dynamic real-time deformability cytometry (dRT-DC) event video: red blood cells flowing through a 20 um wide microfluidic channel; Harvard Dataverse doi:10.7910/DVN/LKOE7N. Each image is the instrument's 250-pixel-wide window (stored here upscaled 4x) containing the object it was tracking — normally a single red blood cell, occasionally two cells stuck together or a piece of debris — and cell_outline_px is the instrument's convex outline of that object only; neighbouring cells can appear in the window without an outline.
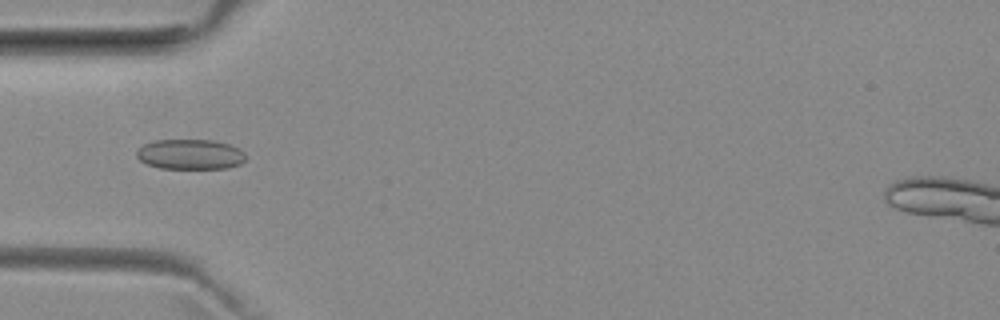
{"species": "common noctule bat (a hibernating species)", "species_latin": "Nyctalus noctula", "temperature_condition": "room temperature", "stored_images_in_passage": 47, "camera_frame_rate_fps": 3000, "um_per_image_px": 0.085, "animal": {"sex": "female", "body_mass_g": 29.2, "forearm_length_mm": 56.3}, "frame": {"image": 1, "passage_image": 12, "time_ms": 3.667, "image_size_px": [1000, 320], "cell_outline_px": [[248, 156], [240, 164], [228, 168], [160, 168], [148, 164], [140, 160], [136, 156], [136, 152], [144, 144], [152, 140], [212, 140], [228, 144], [240, 148]], "centroid_in_image_um": [16.19, 13.11], "position_along_channel_um": 68.8, "area_um2": 19.19}}
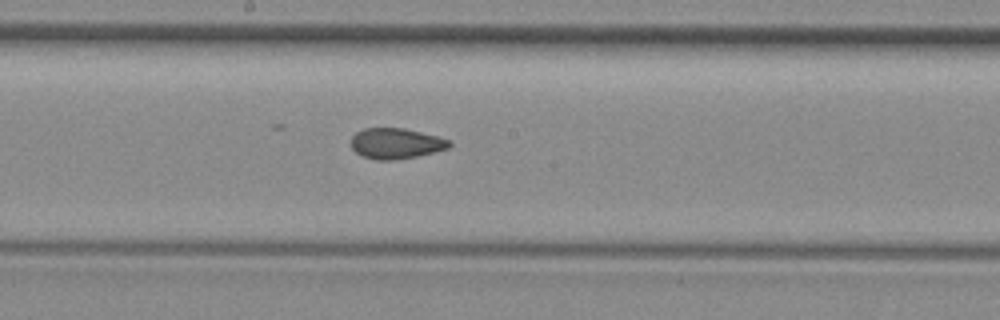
{"frame": {"image": 2, "passage_image": 23, "time_ms": 7.333, "image_size_px": [1000, 320], "cell_outline_px": [[452, 144], [448, 148], [436, 152], [416, 156], [392, 160], [376, 160], [364, 156], [356, 152], [352, 148], [352, 136], [356, 132], [364, 128], [404, 128], [440, 136], [452, 140]], "centroid_in_image_um": [33.71, 12.18], "position_along_channel_um": 214.5, "area_um2": 17.63}}
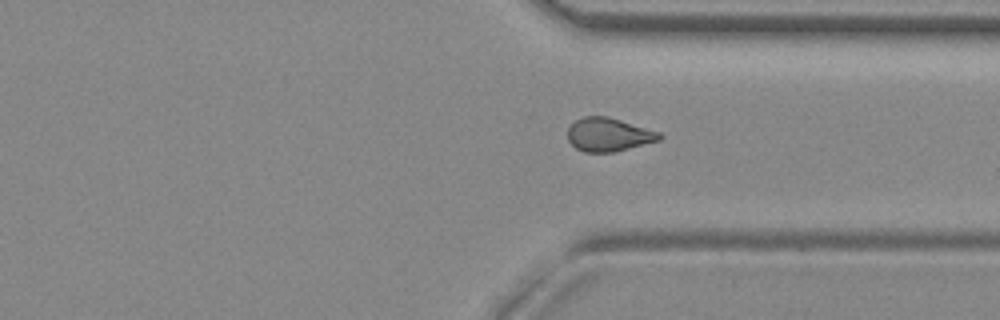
{"frame": {"image": 3, "passage_image": 34, "time_ms": 11.0, "image_size_px": [1000, 320], "cell_outline_px": [[664, 136], [660, 140], [612, 152], [584, 152], [576, 148], [568, 140], [568, 128], [576, 120], [584, 116], [608, 116], [660, 132]], "centroid_in_image_um": [51.73, 11.43], "position_along_channel_um": 359.7, "area_um2": 17.8}, "authors_computed_cell_mechanics": {"area_um2": 18.0914, "velocity_mm_per_s": 3.9739, "shape_relaxation_time_tau1_ms": null, "shape_relaxation_time_tau2_ms": 1.9393, "deformation_change_tau1": null, "deformation_change_tau2": 0.0635}}